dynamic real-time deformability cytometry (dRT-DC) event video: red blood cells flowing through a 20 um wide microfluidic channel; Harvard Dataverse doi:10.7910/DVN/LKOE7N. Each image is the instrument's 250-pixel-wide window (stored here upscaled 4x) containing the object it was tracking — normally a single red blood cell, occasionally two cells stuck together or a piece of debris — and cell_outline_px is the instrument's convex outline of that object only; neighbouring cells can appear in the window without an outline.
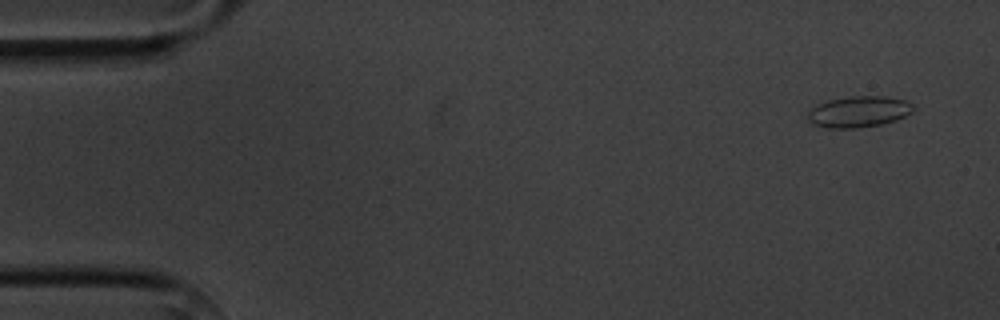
{"species": "common noctule bat (a hibernating species)", "species_latin": "Nyctalus noctula", "temperature_condition": "cold", "stored_images_in_passage": 14, "camera_frame_rate_fps": 3000, "um_per_image_px": 0.085, "animal": {"sex": "male", "body_mass_g": 20.1, "forearm_length_mm": 53.5}, "frame": {"image": 1, "passage_image": 1, "time_ms": 0.0, "image_size_px": [1000, 320], "cell_outline_px": [[916, 108], [912, 112], [896, 120], [880, 124], [856, 128], [828, 128], [812, 124], [808, 120], [808, 112], [816, 104], [828, 100], [848, 96], [884, 96], [904, 100], [912, 104]], "centroid_in_image_um": [72.97, 9.49], "position_along_channel_um": 12.0, "area_um2": 19.19}}
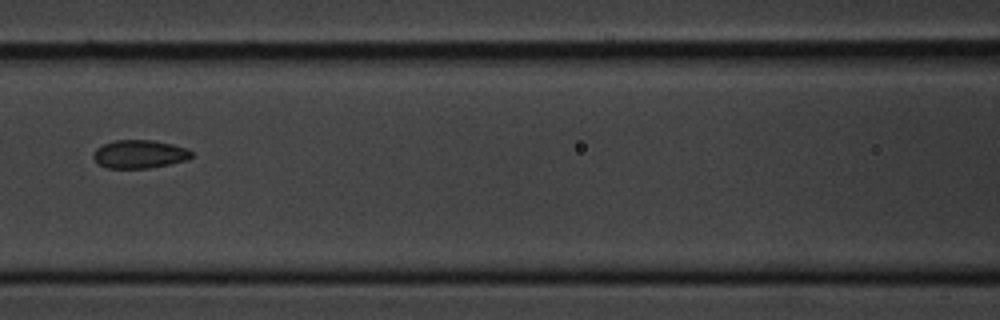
{"frame": {"image": 2, "passage_image": 6, "time_ms": 7.0, "image_size_px": [1000, 320], "cell_outline_px": [[192, 156], [188, 160], [148, 168], [108, 168], [100, 164], [92, 156], [96, 148], [112, 140], [152, 140], [172, 144], [188, 148], [192, 152]], "centroid_in_image_um": [11.87, 13.09], "position_along_channel_um": 154.7, "area_um2": 16.13}}
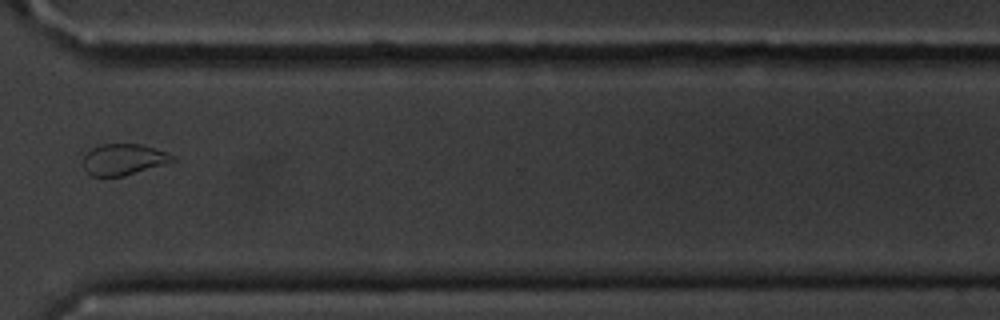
{"frame": {"image": 3, "passage_image": 11, "time_ms": 12.667, "image_size_px": [1000, 320], "cell_outline_px": [[176, 160], [124, 176], [92, 176], [84, 168], [84, 156], [92, 148], [100, 144], [140, 144], [168, 152], [176, 156]], "centroid_in_image_um": [10.52, 13.54], "position_along_channel_um": 360.1, "area_um2": 16.07}, "authors_computed_cell_mechanics": {"area_um2": 16.8198, "velocity_mm_per_s": 3.6303, "shape_relaxation_time_tau1_ms": 4.7978, "shape_relaxation_time_tau2_ms": 3.3149, "deformation_change_tau1": 0.0771, "deformation_change_tau2": 0.0454}}